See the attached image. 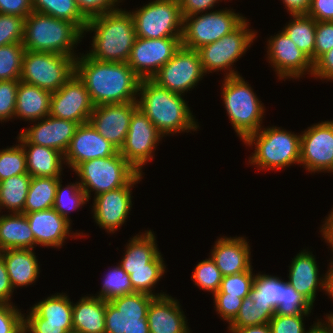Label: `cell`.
Listing matches in <instances>:
<instances>
[{
    "label": "cell",
    "mask_w": 333,
    "mask_h": 333,
    "mask_svg": "<svg viewBox=\"0 0 333 333\" xmlns=\"http://www.w3.org/2000/svg\"><path fill=\"white\" fill-rule=\"evenodd\" d=\"M75 73L94 106L137 101L141 79L125 62H103L83 54L75 59Z\"/></svg>",
    "instance_id": "cell-1"
},
{
    "label": "cell",
    "mask_w": 333,
    "mask_h": 333,
    "mask_svg": "<svg viewBox=\"0 0 333 333\" xmlns=\"http://www.w3.org/2000/svg\"><path fill=\"white\" fill-rule=\"evenodd\" d=\"M84 31H94L92 49L86 55L103 62L129 60L136 40L134 21L130 12L121 8L88 20Z\"/></svg>",
    "instance_id": "cell-2"
},
{
    "label": "cell",
    "mask_w": 333,
    "mask_h": 333,
    "mask_svg": "<svg viewBox=\"0 0 333 333\" xmlns=\"http://www.w3.org/2000/svg\"><path fill=\"white\" fill-rule=\"evenodd\" d=\"M138 94V108L163 136L199 127L181 94L162 88L151 79L140 80Z\"/></svg>",
    "instance_id": "cell-3"
},
{
    "label": "cell",
    "mask_w": 333,
    "mask_h": 333,
    "mask_svg": "<svg viewBox=\"0 0 333 333\" xmlns=\"http://www.w3.org/2000/svg\"><path fill=\"white\" fill-rule=\"evenodd\" d=\"M82 35L83 32L72 22L33 11L25 18L22 43L28 51L78 57L73 48L84 37Z\"/></svg>",
    "instance_id": "cell-4"
},
{
    "label": "cell",
    "mask_w": 333,
    "mask_h": 333,
    "mask_svg": "<svg viewBox=\"0 0 333 333\" xmlns=\"http://www.w3.org/2000/svg\"><path fill=\"white\" fill-rule=\"evenodd\" d=\"M243 142L249 146L256 145L249 163L257 165L259 170L282 169L300 163L301 135L279 127H268L259 129Z\"/></svg>",
    "instance_id": "cell-5"
},
{
    "label": "cell",
    "mask_w": 333,
    "mask_h": 333,
    "mask_svg": "<svg viewBox=\"0 0 333 333\" xmlns=\"http://www.w3.org/2000/svg\"><path fill=\"white\" fill-rule=\"evenodd\" d=\"M225 108L235 132L241 140L261 128L264 107L253 89L238 76L225 77L222 86Z\"/></svg>",
    "instance_id": "cell-6"
},
{
    "label": "cell",
    "mask_w": 333,
    "mask_h": 333,
    "mask_svg": "<svg viewBox=\"0 0 333 333\" xmlns=\"http://www.w3.org/2000/svg\"><path fill=\"white\" fill-rule=\"evenodd\" d=\"M81 188L89 199L91 191L102 193L126 186L139 172L120 154L119 150L110 157L95 158L82 162L75 170Z\"/></svg>",
    "instance_id": "cell-7"
},
{
    "label": "cell",
    "mask_w": 333,
    "mask_h": 333,
    "mask_svg": "<svg viewBox=\"0 0 333 333\" xmlns=\"http://www.w3.org/2000/svg\"><path fill=\"white\" fill-rule=\"evenodd\" d=\"M76 58L25 50L20 81L56 92L75 74Z\"/></svg>",
    "instance_id": "cell-8"
},
{
    "label": "cell",
    "mask_w": 333,
    "mask_h": 333,
    "mask_svg": "<svg viewBox=\"0 0 333 333\" xmlns=\"http://www.w3.org/2000/svg\"><path fill=\"white\" fill-rule=\"evenodd\" d=\"M130 13L136 37H182L183 17L178 0H154Z\"/></svg>",
    "instance_id": "cell-9"
},
{
    "label": "cell",
    "mask_w": 333,
    "mask_h": 333,
    "mask_svg": "<svg viewBox=\"0 0 333 333\" xmlns=\"http://www.w3.org/2000/svg\"><path fill=\"white\" fill-rule=\"evenodd\" d=\"M198 15L183 18L181 43L185 48L197 50L213 43L234 31L246 20L230 9Z\"/></svg>",
    "instance_id": "cell-10"
},
{
    "label": "cell",
    "mask_w": 333,
    "mask_h": 333,
    "mask_svg": "<svg viewBox=\"0 0 333 333\" xmlns=\"http://www.w3.org/2000/svg\"><path fill=\"white\" fill-rule=\"evenodd\" d=\"M248 21L245 20L231 33L222 36L219 40L204 45L197 49L204 72L229 70L225 77L238 76V72L232 70L234 62L250 47L256 33L248 29ZM232 65V66H231Z\"/></svg>",
    "instance_id": "cell-11"
},
{
    "label": "cell",
    "mask_w": 333,
    "mask_h": 333,
    "mask_svg": "<svg viewBox=\"0 0 333 333\" xmlns=\"http://www.w3.org/2000/svg\"><path fill=\"white\" fill-rule=\"evenodd\" d=\"M154 298L135 292L107 301L105 333H150L147 312Z\"/></svg>",
    "instance_id": "cell-12"
},
{
    "label": "cell",
    "mask_w": 333,
    "mask_h": 333,
    "mask_svg": "<svg viewBox=\"0 0 333 333\" xmlns=\"http://www.w3.org/2000/svg\"><path fill=\"white\" fill-rule=\"evenodd\" d=\"M205 72L197 50L181 45L174 56L151 78L157 85L181 94L202 80Z\"/></svg>",
    "instance_id": "cell-13"
},
{
    "label": "cell",
    "mask_w": 333,
    "mask_h": 333,
    "mask_svg": "<svg viewBox=\"0 0 333 333\" xmlns=\"http://www.w3.org/2000/svg\"><path fill=\"white\" fill-rule=\"evenodd\" d=\"M24 316L25 333H65L73 330L72 302L60 293L34 304Z\"/></svg>",
    "instance_id": "cell-14"
},
{
    "label": "cell",
    "mask_w": 333,
    "mask_h": 333,
    "mask_svg": "<svg viewBox=\"0 0 333 333\" xmlns=\"http://www.w3.org/2000/svg\"><path fill=\"white\" fill-rule=\"evenodd\" d=\"M164 137L152 121L138 108L132 115L120 154L139 173L142 166L153 159L154 150Z\"/></svg>",
    "instance_id": "cell-15"
},
{
    "label": "cell",
    "mask_w": 333,
    "mask_h": 333,
    "mask_svg": "<svg viewBox=\"0 0 333 333\" xmlns=\"http://www.w3.org/2000/svg\"><path fill=\"white\" fill-rule=\"evenodd\" d=\"M181 37L149 39L137 37L127 64L142 79H151L181 47Z\"/></svg>",
    "instance_id": "cell-16"
},
{
    "label": "cell",
    "mask_w": 333,
    "mask_h": 333,
    "mask_svg": "<svg viewBox=\"0 0 333 333\" xmlns=\"http://www.w3.org/2000/svg\"><path fill=\"white\" fill-rule=\"evenodd\" d=\"M94 109L84 82L75 73L51 94L49 115L80 124L87 123Z\"/></svg>",
    "instance_id": "cell-17"
},
{
    "label": "cell",
    "mask_w": 333,
    "mask_h": 333,
    "mask_svg": "<svg viewBox=\"0 0 333 333\" xmlns=\"http://www.w3.org/2000/svg\"><path fill=\"white\" fill-rule=\"evenodd\" d=\"M300 163L309 172H333V120L315 124L303 132Z\"/></svg>",
    "instance_id": "cell-18"
},
{
    "label": "cell",
    "mask_w": 333,
    "mask_h": 333,
    "mask_svg": "<svg viewBox=\"0 0 333 333\" xmlns=\"http://www.w3.org/2000/svg\"><path fill=\"white\" fill-rule=\"evenodd\" d=\"M142 178L138 173L126 186L94 197L93 217L100 228L114 233L126 221L132 207L131 188Z\"/></svg>",
    "instance_id": "cell-19"
},
{
    "label": "cell",
    "mask_w": 333,
    "mask_h": 333,
    "mask_svg": "<svg viewBox=\"0 0 333 333\" xmlns=\"http://www.w3.org/2000/svg\"><path fill=\"white\" fill-rule=\"evenodd\" d=\"M267 43V58L274 66L279 79L299 78L307 71L312 74L311 58L300 50L283 30L276 36H271Z\"/></svg>",
    "instance_id": "cell-20"
},
{
    "label": "cell",
    "mask_w": 333,
    "mask_h": 333,
    "mask_svg": "<svg viewBox=\"0 0 333 333\" xmlns=\"http://www.w3.org/2000/svg\"><path fill=\"white\" fill-rule=\"evenodd\" d=\"M137 109V101L94 106L88 122L120 150L125 142L131 117Z\"/></svg>",
    "instance_id": "cell-21"
},
{
    "label": "cell",
    "mask_w": 333,
    "mask_h": 333,
    "mask_svg": "<svg viewBox=\"0 0 333 333\" xmlns=\"http://www.w3.org/2000/svg\"><path fill=\"white\" fill-rule=\"evenodd\" d=\"M78 126L76 122L48 115L38 124L20 132L17 139L20 143L49 147L65 154Z\"/></svg>",
    "instance_id": "cell-22"
},
{
    "label": "cell",
    "mask_w": 333,
    "mask_h": 333,
    "mask_svg": "<svg viewBox=\"0 0 333 333\" xmlns=\"http://www.w3.org/2000/svg\"><path fill=\"white\" fill-rule=\"evenodd\" d=\"M118 149L89 123L80 124L64 154V162L75 170L82 162L114 155Z\"/></svg>",
    "instance_id": "cell-23"
},
{
    "label": "cell",
    "mask_w": 333,
    "mask_h": 333,
    "mask_svg": "<svg viewBox=\"0 0 333 333\" xmlns=\"http://www.w3.org/2000/svg\"><path fill=\"white\" fill-rule=\"evenodd\" d=\"M211 251V258L223 276L239 274L252 268L250 246L245 238H219Z\"/></svg>",
    "instance_id": "cell-24"
},
{
    "label": "cell",
    "mask_w": 333,
    "mask_h": 333,
    "mask_svg": "<svg viewBox=\"0 0 333 333\" xmlns=\"http://www.w3.org/2000/svg\"><path fill=\"white\" fill-rule=\"evenodd\" d=\"M33 232L36 245L61 247L71 233V222L63 218L53 208L24 213Z\"/></svg>",
    "instance_id": "cell-25"
},
{
    "label": "cell",
    "mask_w": 333,
    "mask_h": 333,
    "mask_svg": "<svg viewBox=\"0 0 333 333\" xmlns=\"http://www.w3.org/2000/svg\"><path fill=\"white\" fill-rule=\"evenodd\" d=\"M185 318L177 299L169 295L155 297L147 312L150 333H187Z\"/></svg>",
    "instance_id": "cell-26"
},
{
    "label": "cell",
    "mask_w": 333,
    "mask_h": 333,
    "mask_svg": "<svg viewBox=\"0 0 333 333\" xmlns=\"http://www.w3.org/2000/svg\"><path fill=\"white\" fill-rule=\"evenodd\" d=\"M155 239L154 233L149 230L130 240L119 264L128 275L129 270L165 269L166 266L160 251H158Z\"/></svg>",
    "instance_id": "cell-27"
},
{
    "label": "cell",
    "mask_w": 333,
    "mask_h": 333,
    "mask_svg": "<svg viewBox=\"0 0 333 333\" xmlns=\"http://www.w3.org/2000/svg\"><path fill=\"white\" fill-rule=\"evenodd\" d=\"M315 256L311 252L303 250L292 259L289 267V280L296 291L304 295L312 304L315 301L317 288L326 291V275L318 278L319 271ZM319 285V287H318Z\"/></svg>",
    "instance_id": "cell-28"
},
{
    "label": "cell",
    "mask_w": 333,
    "mask_h": 333,
    "mask_svg": "<svg viewBox=\"0 0 333 333\" xmlns=\"http://www.w3.org/2000/svg\"><path fill=\"white\" fill-rule=\"evenodd\" d=\"M33 249H6L0 251L13 290L33 284L39 276L38 260Z\"/></svg>",
    "instance_id": "cell-29"
},
{
    "label": "cell",
    "mask_w": 333,
    "mask_h": 333,
    "mask_svg": "<svg viewBox=\"0 0 333 333\" xmlns=\"http://www.w3.org/2000/svg\"><path fill=\"white\" fill-rule=\"evenodd\" d=\"M107 301L97 296L81 297L72 303L73 330L77 333H105Z\"/></svg>",
    "instance_id": "cell-30"
},
{
    "label": "cell",
    "mask_w": 333,
    "mask_h": 333,
    "mask_svg": "<svg viewBox=\"0 0 333 333\" xmlns=\"http://www.w3.org/2000/svg\"><path fill=\"white\" fill-rule=\"evenodd\" d=\"M51 92L19 81L15 116L25 120H41L50 112Z\"/></svg>",
    "instance_id": "cell-31"
},
{
    "label": "cell",
    "mask_w": 333,
    "mask_h": 333,
    "mask_svg": "<svg viewBox=\"0 0 333 333\" xmlns=\"http://www.w3.org/2000/svg\"><path fill=\"white\" fill-rule=\"evenodd\" d=\"M33 232L24 213L0 216V251L6 249H33Z\"/></svg>",
    "instance_id": "cell-32"
},
{
    "label": "cell",
    "mask_w": 333,
    "mask_h": 333,
    "mask_svg": "<svg viewBox=\"0 0 333 333\" xmlns=\"http://www.w3.org/2000/svg\"><path fill=\"white\" fill-rule=\"evenodd\" d=\"M20 144L25 151L27 171L31 177H60L62 161H65L63 153L32 143Z\"/></svg>",
    "instance_id": "cell-33"
},
{
    "label": "cell",
    "mask_w": 333,
    "mask_h": 333,
    "mask_svg": "<svg viewBox=\"0 0 333 333\" xmlns=\"http://www.w3.org/2000/svg\"><path fill=\"white\" fill-rule=\"evenodd\" d=\"M60 177H32L27 193L24 213L53 208Z\"/></svg>",
    "instance_id": "cell-34"
},
{
    "label": "cell",
    "mask_w": 333,
    "mask_h": 333,
    "mask_svg": "<svg viewBox=\"0 0 333 333\" xmlns=\"http://www.w3.org/2000/svg\"><path fill=\"white\" fill-rule=\"evenodd\" d=\"M31 178L27 173L0 181V209L5 207L12 213H24Z\"/></svg>",
    "instance_id": "cell-35"
},
{
    "label": "cell",
    "mask_w": 333,
    "mask_h": 333,
    "mask_svg": "<svg viewBox=\"0 0 333 333\" xmlns=\"http://www.w3.org/2000/svg\"><path fill=\"white\" fill-rule=\"evenodd\" d=\"M291 17H294L293 20L283 31L314 63L316 21L307 14L291 15Z\"/></svg>",
    "instance_id": "cell-36"
},
{
    "label": "cell",
    "mask_w": 333,
    "mask_h": 333,
    "mask_svg": "<svg viewBox=\"0 0 333 333\" xmlns=\"http://www.w3.org/2000/svg\"><path fill=\"white\" fill-rule=\"evenodd\" d=\"M33 11L74 23L83 33L88 20L75 0H31Z\"/></svg>",
    "instance_id": "cell-37"
},
{
    "label": "cell",
    "mask_w": 333,
    "mask_h": 333,
    "mask_svg": "<svg viewBox=\"0 0 333 333\" xmlns=\"http://www.w3.org/2000/svg\"><path fill=\"white\" fill-rule=\"evenodd\" d=\"M283 280L279 277L257 274L255 275L250 296L254 303L261 307H272L274 310L282 303Z\"/></svg>",
    "instance_id": "cell-38"
},
{
    "label": "cell",
    "mask_w": 333,
    "mask_h": 333,
    "mask_svg": "<svg viewBox=\"0 0 333 333\" xmlns=\"http://www.w3.org/2000/svg\"><path fill=\"white\" fill-rule=\"evenodd\" d=\"M274 314L272 307H261L248 296L243 299L239 312L228 329L233 333L237 328L267 324Z\"/></svg>",
    "instance_id": "cell-39"
},
{
    "label": "cell",
    "mask_w": 333,
    "mask_h": 333,
    "mask_svg": "<svg viewBox=\"0 0 333 333\" xmlns=\"http://www.w3.org/2000/svg\"><path fill=\"white\" fill-rule=\"evenodd\" d=\"M88 201L86 193L81 188L79 182L62 187L59 180L53 209L56 210L67 221H71L68 214L70 211L78 209Z\"/></svg>",
    "instance_id": "cell-40"
},
{
    "label": "cell",
    "mask_w": 333,
    "mask_h": 333,
    "mask_svg": "<svg viewBox=\"0 0 333 333\" xmlns=\"http://www.w3.org/2000/svg\"><path fill=\"white\" fill-rule=\"evenodd\" d=\"M24 52L23 43L0 46V81L21 78Z\"/></svg>",
    "instance_id": "cell-41"
},
{
    "label": "cell",
    "mask_w": 333,
    "mask_h": 333,
    "mask_svg": "<svg viewBox=\"0 0 333 333\" xmlns=\"http://www.w3.org/2000/svg\"><path fill=\"white\" fill-rule=\"evenodd\" d=\"M97 297L110 301L111 299L135 293L129 275L118 265L115 268L110 269V272L106 274L102 284V289L99 291Z\"/></svg>",
    "instance_id": "cell-42"
},
{
    "label": "cell",
    "mask_w": 333,
    "mask_h": 333,
    "mask_svg": "<svg viewBox=\"0 0 333 333\" xmlns=\"http://www.w3.org/2000/svg\"><path fill=\"white\" fill-rule=\"evenodd\" d=\"M313 304L288 282L283 281L282 303L275 309V314L282 316L304 315L311 313ZM310 312V313H309Z\"/></svg>",
    "instance_id": "cell-43"
},
{
    "label": "cell",
    "mask_w": 333,
    "mask_h": 333,
    "mask_svg": "<svg viewBox=\"0 0 333 333\" xmlns=\"http://www.w3.org/2000/svg\"><path fill=\"white\" fill-rule=\"evenodd\" d=\"M27 173L26 154L20 143L0 150V181Z\"/></svg>",
    "instance_id": "cell-44"
},
{
    "label": "cell",
    "mask_w": 333,
    "mask_h": 333,
    "mask_svg": "<svg viewBox=\"0 0 333 333\" xmlns=\"http://www.w3.org/2000/svg\"><path fill=\"white\" fill-rule=\"evenodd\" d=\"M222 279L223 275L211 257L199 262L192 275L195 285L213 295L219 290Z\"/></svg>",
    "instance_id": "cell-45"
},
{
    "label": "cell",
    "mask_w": 333,
    "mask_h": 333,
    "mask_svg": "<svg viewBox=\"0 0 333 333\" xmlns=\"http://www.w3.org/2000/svg\"><path fill=\"white\" fill-rule=\"evenodd\" d=\"M255 275L252 269L229 276H223L219 290L216 293H226L228 296H237L245 298L250 296V290L253 286Z\"/></svg>",
    "instance_id": "cell-46"
},
{
    "label": "cell",
    "mask_w": 333,
    "mask_h": 333,
    "mask_svg": "<svg viewBox=\"0 0 333 333\" xmlns=\"http://www.w3.org/2000/svg\"><path fill=\"white\" fill-rule=\"evenodd\" d=\"M164 273L165 269L129 270V278L134 292L145 293L154 297L166 295L164 292L153 294V290H151Z\"/></svg>",
    "instance_id": "cell-47"
},
{
    "label": "cell",
    "mask_w": 333,
    "mask_h": 333,
    "mask_svg": "<svg viewBox=\"0 0 333 333\" xmlns=\"http://www.w3.org/2000/svg\"><path fill=\"white\" fill-rule=\"evenodd\" d=\"M25 18L0 13V46L22 43Z\"/></svg>",
    "instance_id": "cell-48"
},
{
    "label": "cell",
    "mask_w": 333,
    "mask_h": 333,
    "mask_svg": "<svg viewBox=\"0 0 333 333\" xmlns=\"http://www.w3.org/2000/svg\"><path fill=\"white\" fill-rule=\"evenodd\" d=\"M20 79L0 81V121L15 118L17 90Z\"/></svg>",
    "instance_id": "cell-49"
},
{
    "label": "cell",
    "mask_w": 333,
    "mask_h": 333,
    "mask_svg": "<svg viewBox=\"0 0 333 333\" xmlns=\"http://www.w3.org/2000/svg\"><path fill=\"white\" fill-rule=\"evenodd\" d=\"M24 327V315L12 304H0V333H18Z\"/></svg>",
    "instance_id": "cell-50"
},
{
    "label": "cell",
    "mask_w": 333,
    "mask_h": 333,
    "mask_svg": "<svg viewBox=\"0 0 333 333\" xmlns=\"http://www.w3.org/2000/svg\"><path fill=\"white\" fill-rule=\"evenodd\" d=\"M333 48V21H316L314 62Z\"/></svg>",
    "instance_id": "cell-51"
},
{
    "label": "cell",
    "mask_w": 333,
    "mask_h": 333,
    "mask_svg": "<svg viewBox=\"0 0 333 333\" xmlns=\"http://www.w3.org/2000/svg\"><path fill=\"white\" fill-rule=\"evenodd\" d=\"M216 311L223 317V320L229 322V324L237 316L243 298L237 296H228L226 293H215L213 295Z\"/></svg>",
    "instance_id": "cell-52"
},
{
    "label": "cell",
    "mask_w": 333,
    "mask_h": 333,
    "mask_svg": "<svg viewBox=\"0 0 333 333\" xmlns=\"http://www.w3.org/2000/svg\"><path fill=\"white\" fill-rule=\"evenodd\" d=\"M303 315L282 316L274 314L269 321L272 333H306Z\"/></svg>",
    "instance_id": "cell-53"
},
{
    "label": "cell",
    "mask_w": 333,
    "mask_h": 333,
    "mask_svg": "<svg viewBox=\"0 0 333 333\" xmlns=\"http://www.w3.org/2000/svg\"><path fill=\"white\" fill-rule=\"evenodd\" d=\"M121 1V0H120ZM119 0H75L79 11L87 19L102 15L103 13L114 11ZM118 2V3H117Z\"/></svg>",
    "instance_id": "cell-54"
},
{
    "label": "cell",
    "mask_w": 333,
    "mask_h": 333,
    "mask_svg": "<svg viewBox=\"0 0 333 333\" xmlns=\"http://www.w3.org/2000/svg\"><path fill=\"white\" fill-rule=\"evenodd\" d=\"M31 12V0H0V13L26 18Z\"/></svg>",
    "instance_id": "cell-55"
},
{
    "label": "cell",
    "mask_w": 333,
    "mask_h": 333,
    "mask_svg": "<svg viewBox=\"0 0 333 333\" xmlns=\"http://www.w3.org/2000/svg\"><path fill=\"white\" fill-rule=\"evenodd\" d=\"M307 15L315 21H333V0H311Z\"/></svg>",
    "instance_id": "cell-56"
},
{
    "label": "cell",
    "mask_w": 333,
    "mask_h": 333,
    "mask_svg": "<svg viewBox=\"0 0 333 333\" xmlns=\"http://www.w3.org/2000/svg\"><path fill=\"white\" fill-rule=\"evenodd\" d=\"M321 79L333 80V48L321 55L313 63V71L311 76Z\"/></svg>",
    "instance_id": "cell-57"
},
{
    "label": "cell",
    "mask_w": 333,
    "mask_h": 333,
    "mask_svg": "<svg viewBox=\"0 0 333 333\" xmlns=\"http://www.w3.org/2000/svg\"><path fill=\"white\" fill-rule=\"evenodd\" d=\"M221 0H178L182 17L200 14L214 7Z\"/></svg>",
    "instance_id": "cell-58"
},
{
    "label": "cell",
    "mask_w": 333,
    "mask_h": 333,
    "mask_svg": "<svg viewBox=\"0 0 333 333\" xmlns=\"http://www.w3.org/2000/svg\"><path fill=\"white\" fill-rule=\"evenodd\" d=\"M13 291L4 259L0 254V304H11V295H13Z\"/></svg>",
    "instance_id": "cell-59"
},
{
    "label": "cell",
    "mask_w": 333,
    "mask_h": 333,
    "mask_svg": "<svg viewBox=\"0 0 333 333\" xmlns=\"http://www.w3.org/2000/svg\"><path fill=\"white\" fill-rule=\"evenodd\" d=\"M283 3L291 15L307 14L311 0H283Z\"/></svg>",
    "instance_id": "cell-60"
},
{
    "label": "cell",
    "mask_w": 333,
    "mask_h": 333,
    "mask_svg": "<svg viewBox=\"0 0 333 333\" xmlns=\"http://www.w3.org/2000/svg\"><path fill=\"white\" fill-rule=\"evenodd\" d=\"M331 214L326 217L325 224L322 226L321 231L323 234V238L330 244L333 251V210L330 212Z\"/></svg>",
    "instance_id": "cell-61"
},
{
    "label": "cell",
    "mask_w": 333,
    "mask_h": 333,
    "mask_svg": "<svg viewBox=\"0 0 333 333\" xmlns=\"http://www.w3.org/2000/svg\"><path fill=\"white\" fill-rule=\"evenodd\" d=\"M233 333H272L269 323L237 328Z\"/></svg>",
    "instance_id": "cell-62"
},
{
    "label": "cell",
    "mask_w": 333,
    "mask_h": 333,
    "mask_svg": "<svg viewBox=\"0 0 333 333\" xmlns=\"http://www.w3.org/2000/svg\"><path fill=\"white\" fill-rule=\"evenodd\" d=\"M326 323H321L320 320L313 324V326L306 333H333V319L326 318ZM327 324V325H326Z\"/></svg>",
    "instance_id": "cell-63"
},
{
    "label": "cell",
    "mask_w": 333,
    "mask_h": 333,
    "mask_svg": "<svg viewBox=\"0 0 333 333\" xmlns=\"http://www.w3.org/2000/svg\"><path fill=\"white\" fill-rule=\"evenodd\" d=\"M331 263H332L330 264L331 266H329L330 269L326 273V278H327L326 293H328V295L331 296V298L333 299V262ZM326 318L332 319L333 313L326 315Z\"/></svg>",
    "instance_id": "cell-64"
},
{
    "label": "cell",
    "mask_w": 333,
    "mask_h": 333,
    "mask_svg": "<svg viewBox=\"0 0 333 333\" xmlns=\"http://www.w3.org/2000/svg\"><path fill=\"white\" fill-rule=\"evenodd\" d=\"M65 333H77V332L74 331V330H70V331H67V332H65Z\"/></svg>",
    "instance_id": "cell-65"
},
{
    "label": "cell",
    "mask_w": 333,
    "mask_h": 333,
    "mask_svg": "<svg viewBox=\"0 0 333 333\" xmlns=\"http://www.w3.org/2000/svg\"><path fill=\"white\" fill-rule=\"evenodd\" d=\"M18 333H25L24 327Z\"/></svg>",
    "instance_id": "cell-66"
}]
</instances>
